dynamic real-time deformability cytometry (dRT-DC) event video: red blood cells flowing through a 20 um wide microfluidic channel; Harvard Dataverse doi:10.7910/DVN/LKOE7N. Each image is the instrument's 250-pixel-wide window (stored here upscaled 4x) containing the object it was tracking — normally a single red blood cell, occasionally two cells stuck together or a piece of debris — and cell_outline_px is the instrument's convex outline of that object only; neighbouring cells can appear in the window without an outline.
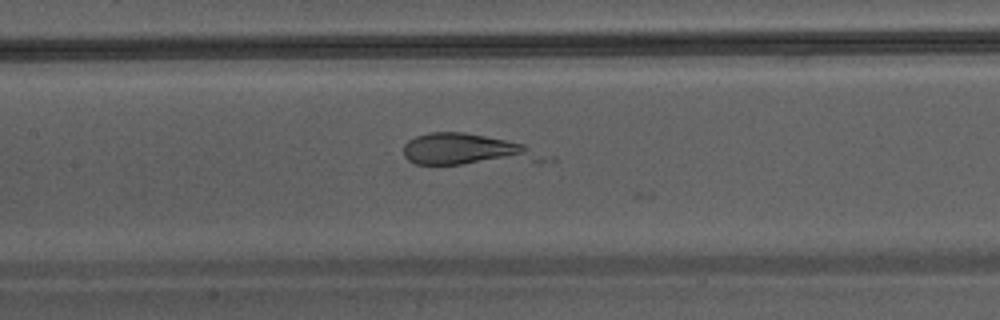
{"species": "Egyptian fruit bat (a non-hibernating species)", "species_latin": "Rousettus aegyptiacus", "temperature_condition": "warm", "stored_images_in_passage": 39, "camera_frame_rate_fps": 3000, "um_per_image_px": 0.085, "animal": {"sex": "male"}, "frame": {"image": 1, "passage_image": 20, "time_ms": 6.333, "image_size_px": [1000, 320], "cell_outline_px": [[556, 160], [540, 164], [416, 164], [408, 160], [404, 156], [404, 144], [408, 140], [416, 136], [428, 132], [464, 132], [524, 144], [556, 156]], "centroid_in_image_um": [39.98, 12.77], "position_along_channel_um": 167.4, "area_um2": 27.05}}
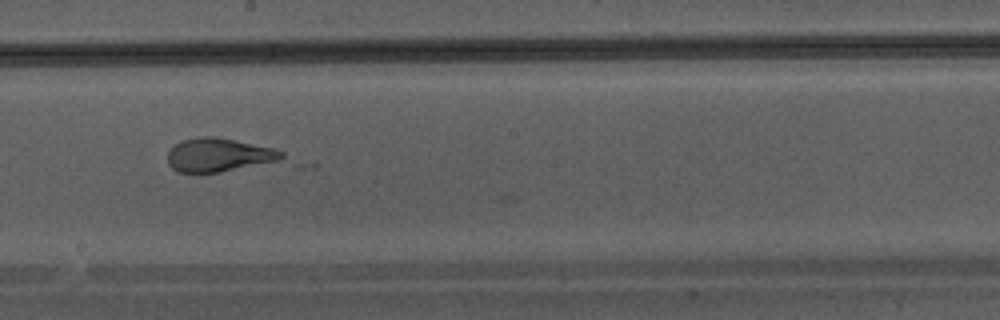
{"frame": {"image": 2, "passage_image": 24, "time_ms": 7.667, "image_size_px": [1000, 320], "cell_outline_px": [[284, 156], [276, 160], [220, 172], [180, 172], [172, 168], [168, 164], [168, 152], [176, 144], [184, 140], [200, 136], [212, 136], [272, 148], [284, 152]], "centroid_in_image_um": [18.53, 13.17], "position_along_channel_um": 229.7, "area_um2": 21.56}}